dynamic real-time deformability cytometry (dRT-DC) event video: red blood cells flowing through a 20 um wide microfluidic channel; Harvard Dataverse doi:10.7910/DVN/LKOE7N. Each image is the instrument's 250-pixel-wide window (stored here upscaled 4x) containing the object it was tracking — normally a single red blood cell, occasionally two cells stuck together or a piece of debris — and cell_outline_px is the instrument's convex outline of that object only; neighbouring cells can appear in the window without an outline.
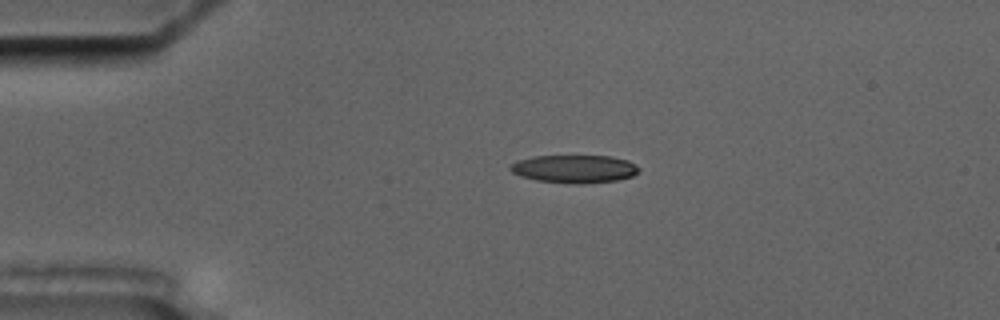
{"species": "common noctule bat (a hibernating species)", "species_latin": "Nyctalus noctula", "temperature_condition": "cold", "stored_images_in_passage": 5, "camera_frame_rate_fps": 3000, "um_per_image_px": 0.085, "animal": {"sex": "male", "body_mass_g": 17.5, "forearm_length_mm": 52.3}, "frame": {"image": 1, "passage_image": 4, "time_ms": 3.333, "image_size_px": [1000, 320], "cell_outline_px": [[640, 172], [632, 176], [616, 180], [580, 184], [576, 184], [536, 180], [520, 176], [512, 172], [508, 168], [516, 160], [532, 156], [608, 156], [628, 160], [640, 168]], "centroid_in_image_um": [48.81, 14.35], "position_along_channel_um": 36.2, "area_um2": 20.98}}